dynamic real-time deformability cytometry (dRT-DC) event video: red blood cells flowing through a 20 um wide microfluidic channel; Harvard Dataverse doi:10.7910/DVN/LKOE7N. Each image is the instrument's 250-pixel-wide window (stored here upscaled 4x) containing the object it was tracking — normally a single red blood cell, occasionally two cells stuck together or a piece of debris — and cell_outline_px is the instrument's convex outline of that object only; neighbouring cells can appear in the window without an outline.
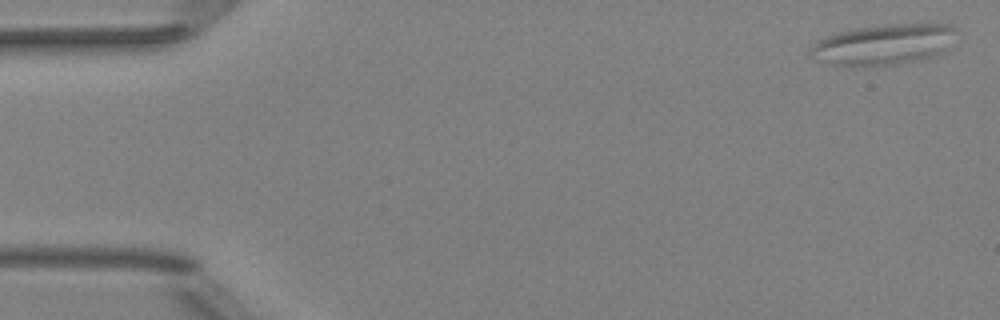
{"species": "Egyptian fruit bat (a non-hibernating species)", "species_latin": "Rousettus aegyptiacus", "temperature_condition": "room temperature", "stored_images_in_passage": 5, "camera_frame_rate_fps": 3000, "um_per_image_px": 0.085, "animal": {"sex": "female"}, "frame": {"image": 1, "passage_image": 1, "time_ms": 0.0, "image_size_px": [1000, 320], "cell_outline_px": [[956, 32], [948, 48], [940, 52], [928, 56], [912, 60], [892, 64], [848, 68], [832, 64], [808, 52], [808, 48], [816, 40], [824, 36], [856, 28], [888, 24], [952, 24], [956, 28]], "centroid_in_image_um": [75.06, 3.77], "position_along_channel_um": 9.9, "area_um2": 34.22}}
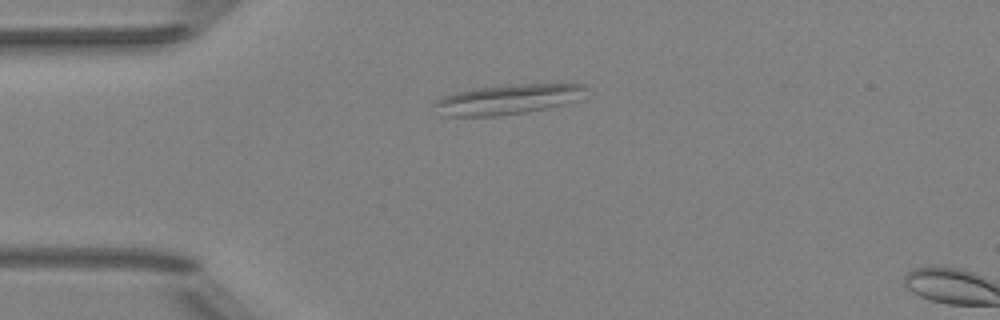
{"frame": {"image": 2, "passage_image": 4, "time_ms": 3.667, "image_size_px": [1000, 320], "cell_outline_px": [[588, 88], [572, 100], [560, 104], [544, 108], [524, 112], [496, 116], [444, 116], [432, 104], [440, 96], [472, 88], [516, 84], [588, 84]], "centroid_in_image_um": [43.04, 8.43], "position_along_channel_um": 42.0, "area_um2": 25.95}}